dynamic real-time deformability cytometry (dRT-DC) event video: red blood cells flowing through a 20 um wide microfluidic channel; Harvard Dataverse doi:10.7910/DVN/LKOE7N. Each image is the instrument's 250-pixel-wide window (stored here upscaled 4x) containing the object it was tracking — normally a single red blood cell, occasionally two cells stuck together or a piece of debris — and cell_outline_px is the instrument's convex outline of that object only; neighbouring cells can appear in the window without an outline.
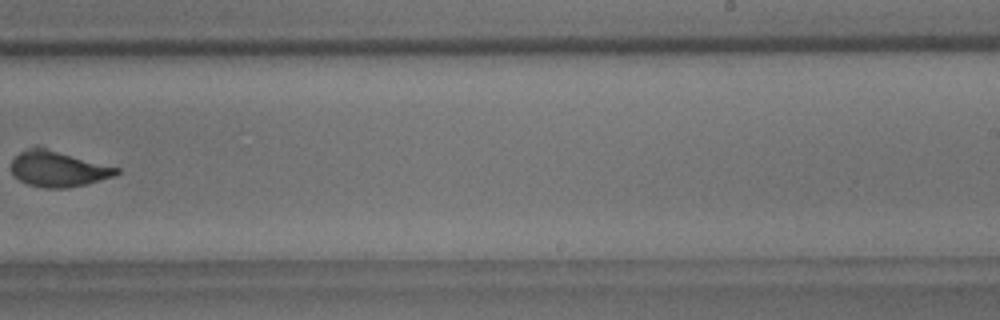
{"species": "common noctule bat (a hibernating species)", "species_latin": "Nyctalus noctula", "temperature_condition": "room temperature", "stored_images_in_passage": 11, "camera_frame_rate_fps": 3000, "um_per_image_px": 0.085, "animal": {"sex": "male", "body_mass_g": 18.8}, "frame": {"image": 1, "passage_image": 10, "time_ms": 3.0, "image_size_px": [1000, 320], "cell_outline_px": [[120, 172], [116, 176], [88, 184], [64, 188], [44, 188], [28, 184], [20, 180], [12, 172], [12, 160], [20, 152], [36, 144], [40, 144], [120, 168]], "centroid_in_image_um": [4.98, 14.31], "position_along_channel_um": 284.0, "area_um2": 22.6}}